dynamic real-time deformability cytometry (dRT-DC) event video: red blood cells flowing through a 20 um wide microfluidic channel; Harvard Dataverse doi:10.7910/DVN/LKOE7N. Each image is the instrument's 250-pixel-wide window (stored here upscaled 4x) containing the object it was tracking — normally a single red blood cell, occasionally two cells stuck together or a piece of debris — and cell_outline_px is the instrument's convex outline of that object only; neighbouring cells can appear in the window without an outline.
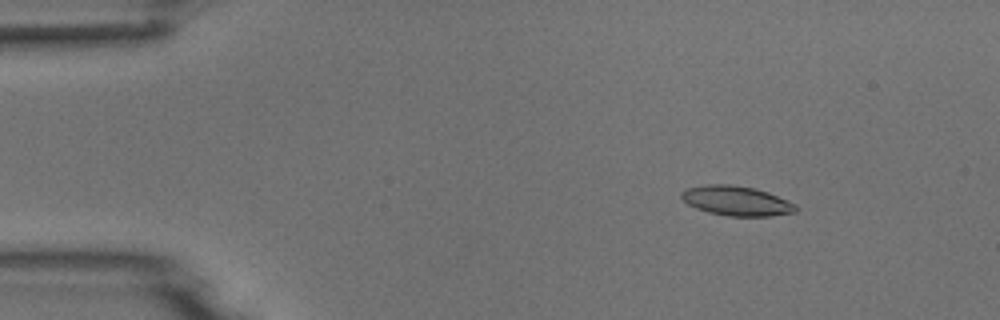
{"species": "common noctule bat (a hibernating species)", "species_latin": "Nyctalus noctula", "temperature_condition": "room temperature", "stored_images_in_passage": 8, "camera_frame_rate_fps": 3000, "um_per_image_px": 0.085, "animal": {"sex": "male", "body_mass_g": 18.8}, "frame": {"image": 1, "passage_image": 3, "time_ms": 2.333, "image_size_px": [1000, 320], "cell_outline_px": [[796, 212], [772, 216], [728, 216], [708, 212], [696, 208], [688, 204], [680, 196], [680, 192], [688, 188], [708, 184], [728, 184], [752, 188], [768, 192], [796, 204]], "centroid_in_image_um": [62.59, 17.08], "position_along_channel_um": 22.4, "area_um2": 19.65}}
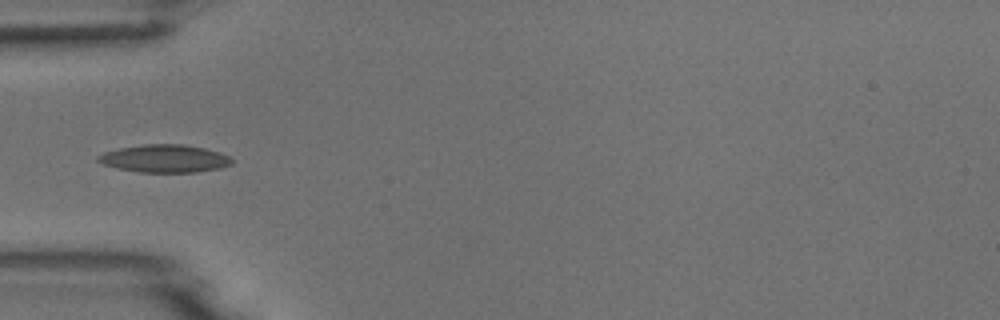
{"frame": {"image": 2, "passage_image": 5, "time_ms": 5.667, "image_size_px": [1000, 320], "cell_outline_px": [[232, 164], [220, 168], [196, 172], [140, 172], [120, 168], [104, 164], [96, 160], [96, 156], [104, 152], [120, 148], [144, 144], [184, 144], [204, 148], [220, 152], [228, 156], [232, 160]], "centroid_in_image_um": [14.01, 13.47], "position_along_channel_um": 71.0, "area_um2": 21.5}}